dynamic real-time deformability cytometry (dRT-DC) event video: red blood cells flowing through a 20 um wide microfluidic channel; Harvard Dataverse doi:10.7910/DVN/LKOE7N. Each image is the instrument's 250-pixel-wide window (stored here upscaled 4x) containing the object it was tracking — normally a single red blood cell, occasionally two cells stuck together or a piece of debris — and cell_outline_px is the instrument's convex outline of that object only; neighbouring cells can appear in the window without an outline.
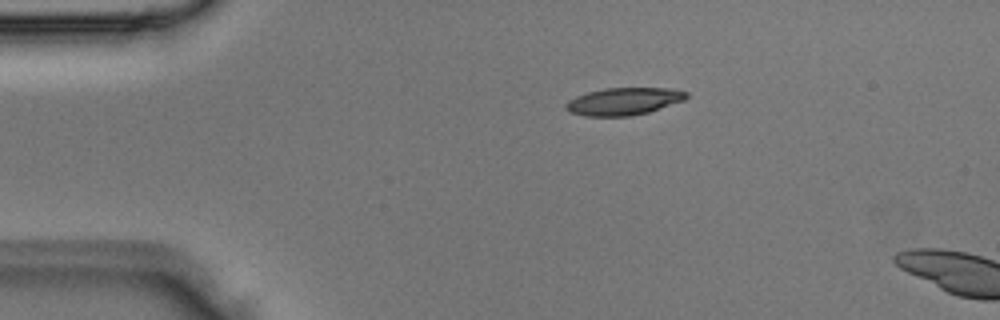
{"species": "Egyptian fruit bat (a non-hibernating species)", "species_latin": "Rousettus aegyptiacus", "temperature_condition": "room temperature", "stored_images_in_passage": 2, "camera_frame_rate_fps": 3000, "um_per_image_px": 0.085, "animal": {"sex": "male"}, "frame": {"image": 1, "passage_image": 1, "time_ms": 0.0, "image_size_px": [1000, 320], "cell_outline_px": [[688, 96], [684, 100], [648, 112], [632, 116], [584, 116], [568, 112], [564, 108], [564, 104], [568, 100], [576, 96], [588, 92], [604, 88], [676, 88], [688, 92]], "centroid_in_image_um": [52.99, 8.61], "position_along_channel_um": 32.0, "area_um2": 19.42}}